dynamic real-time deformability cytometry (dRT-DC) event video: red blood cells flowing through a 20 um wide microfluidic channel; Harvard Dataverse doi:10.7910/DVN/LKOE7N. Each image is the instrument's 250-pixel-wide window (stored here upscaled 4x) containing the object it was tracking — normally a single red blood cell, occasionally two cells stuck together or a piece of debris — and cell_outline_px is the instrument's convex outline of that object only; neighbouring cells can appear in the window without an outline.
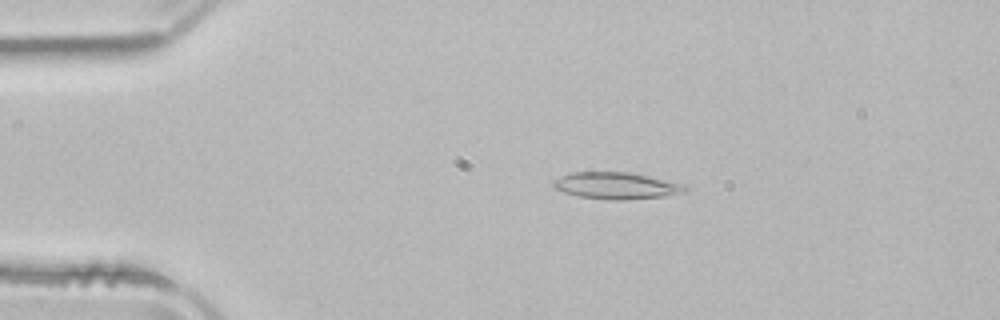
{"species": "common noctule bat (a hibernating species)", "species_latin": "Nyctalus noctula", "temperature_condition": "room temperature", "stored_images_in_passage": 51, "camera_frame_rate_fps": 3000, "um_per_image_px": 0.085, "animal": {"sex": "male", "body_mass_g": 21.5, "forearm_length_mm": 52.0}, "frame": {"image": 1, "passage_image": 10, "time_ms": 3.0, "image_size_px": [1000, 320], "cell_outline_px": [[688, 192], [664, 196], [624, 200], [608, 200], [576, 196], [552, 188], [552, 180], [560, 176], [572, 172], [628, 172], [648, 176], [684, 184], [688, 188]], "centroid_in_image_um": [52.35, 15.79], "position_along_channel_um": 32.6, "area_um2": 20.75}}
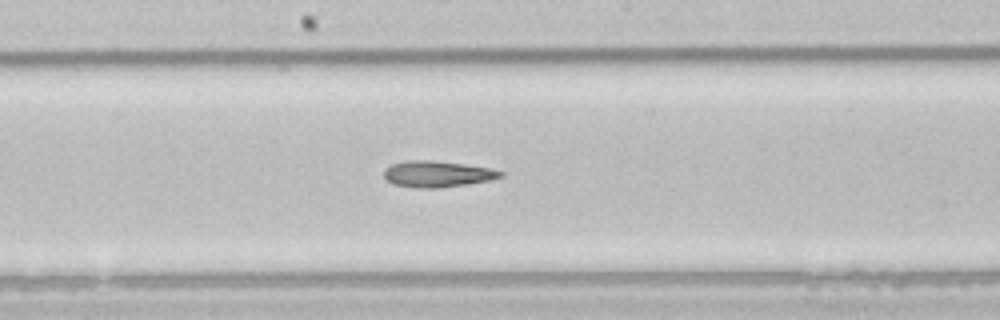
{"frame": {"image": 2, "passage_image": 27, "time_ms": 8.667, "image_size_px": [1000, 320], "cell_outline_px": [[504, 176], [488, 180], [440, 188], [416, 188], [392, 184], [384, 176], [384, 168], [392, 164], [408, 160], [432, 160], [464, 164], [492, 168], [504, 172]], "centroid_in_image_um": [37.16, 14.78], "position_along_channel_um": 211.0, "area_um2": 17.8}}
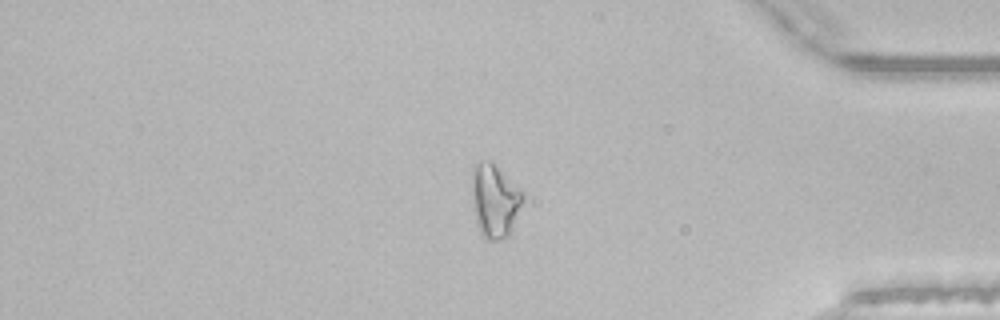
{"frame": {"image": 3, "passage_image": 43, "time_ms": 14.0, "image_size_px": [1000, 320], "cell_outline_px": [[524, 200], [508, 236], [496, 240], [488, 240], [480, 232], [476, 224], [472, 208], [472, 164], [480, 160], [492, 160], [524, 192]], "centroid_in_image_um": [42.03, 17.0], "position_along_channel_um": 393.2, "area_um2": 22.25}, "authors_computed_cell_mechanics": {"area_um2": 19.8254, "velocity_mm_per_s": 3.9412, "shape_relaxation_time_tau1_ms": null, "shape_relaxation_time_tau2_ms": 6.0268, "deformation_change_tau1": null, "deformation_change_tau2": 0.1608}}